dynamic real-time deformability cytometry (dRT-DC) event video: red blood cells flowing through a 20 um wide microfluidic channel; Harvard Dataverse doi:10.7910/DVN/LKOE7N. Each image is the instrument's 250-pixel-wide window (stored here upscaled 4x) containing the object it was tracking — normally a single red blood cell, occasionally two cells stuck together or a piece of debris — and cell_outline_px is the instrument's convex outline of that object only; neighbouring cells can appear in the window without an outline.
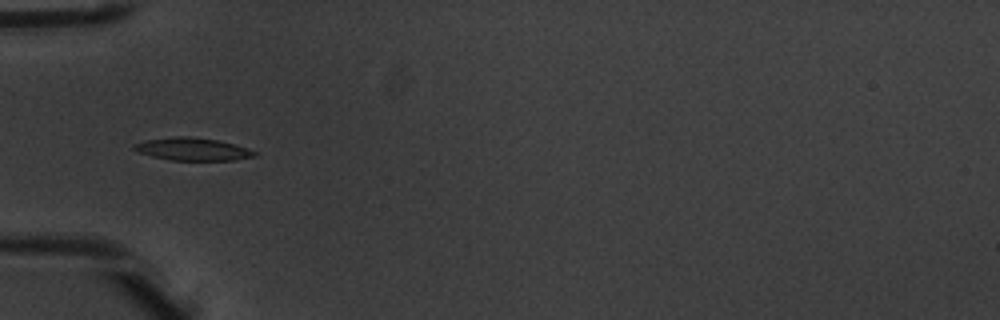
{"species": "common noctule bat (a hibernating species)", "species_latin": "Nyctalus noctula", "temperature_condition": "warm", "stored_images_in_passage": 4, "camera_frame_rate_fps": 3000, "um_per_image_px": 0.085, "animal": {"sex": "male", "body_mass_g": 20.1, "forearm_length_mm": 53.5}, "frame": {"image": 1, "passage_image": 4, "time_ms": 1.0, "image_size_px": [1000, 320], "cell_outline_px": [[256, 156], [236, 160], [168, 160], [136, 152], [132, 148], [132, 144], [144, 140], [176, 136], [188, 136], [216, 140], [236, 144], [248, 148], [256, 152]], "centroid_in_image_um": [16.33, 12.67], "position_along_channel_um": 68.7, "area_um2": 16.07}}